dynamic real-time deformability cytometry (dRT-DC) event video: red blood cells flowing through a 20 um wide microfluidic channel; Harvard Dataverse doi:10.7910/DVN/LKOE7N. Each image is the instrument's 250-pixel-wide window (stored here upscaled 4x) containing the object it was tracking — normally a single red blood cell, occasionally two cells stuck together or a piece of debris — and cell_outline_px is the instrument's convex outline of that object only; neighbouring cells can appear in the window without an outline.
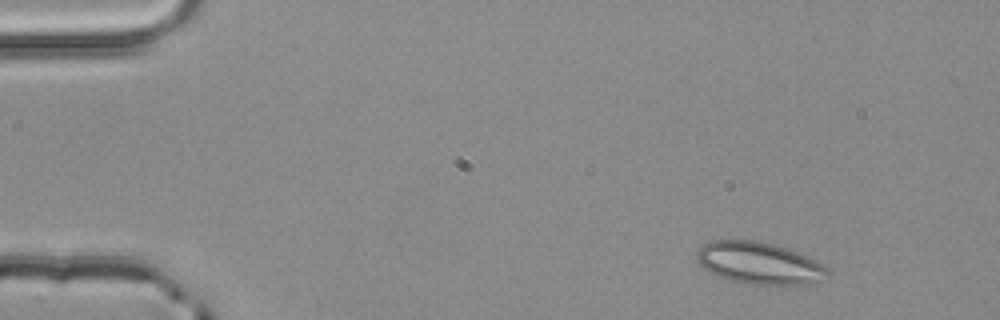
{"species": "common noctule bat (a hibernating species)", "species_latin": "Nyctalus noctula", "temperature_condition": "room temperature", "stored_images_in_passage": 4, "camera_frame_rate_fps": 3000, "um_per_image_px": 0.085, "animal": {"sex": "male", "body_mass_g": 20.4}, "frame": {"image": 1, "passage_image": 1, "time_ms": 0.0, "image_size_px": [1000, 320], "cell_outline_px": [[828, 272], [816, 280], [808, 284], [748, 284], [728, 280], [708, 272], [696, 260], [696, 252], [704, 244], [712, 240], [756, 240], [788, 248], [800, 252], [824, 264], [828, 268]], "centroid_in_image_um": [64.48, 22.35], "position_along_channel_um": 20.5, "area_um2": 31.91}}